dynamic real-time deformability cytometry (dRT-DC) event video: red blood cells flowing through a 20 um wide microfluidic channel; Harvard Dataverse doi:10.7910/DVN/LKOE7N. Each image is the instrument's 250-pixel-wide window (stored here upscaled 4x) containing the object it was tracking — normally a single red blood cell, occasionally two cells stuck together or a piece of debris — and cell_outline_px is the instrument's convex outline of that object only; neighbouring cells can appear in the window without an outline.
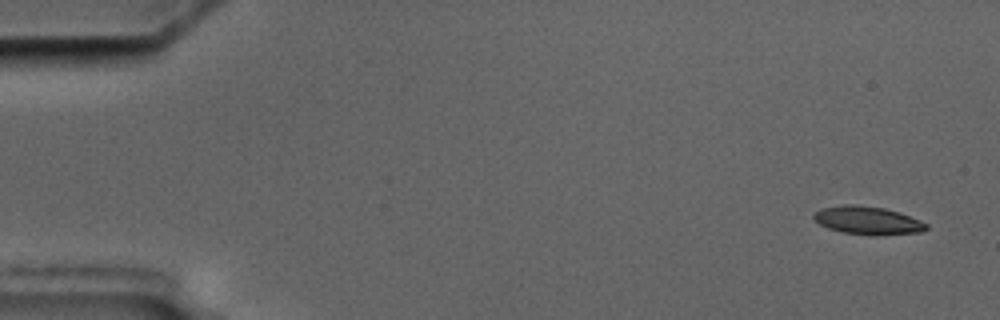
{"species": "common noctule bat (a hibernating species)", "species_latin": "Nyctalus noctula", "temperature_condition": "cold", "stored_images_in_passage": 5, "camera_frame_rate_fps": 3000, "um_per_image_px": 0.085, "animal": {"sex": "male", "body_mass_g": 17.5, "forearm_length_mm": 52.3}, "frame": {"image": 1, "passage_image": 1, "time_ms": 0.0, "image_size_px": [1000, 320], "cell_outline_px": [[928, 228], [920, 232], [876, 236], [872, 236], [840, 232], [828, 228], [820, 224], [812, 216], [816, 212], [824, 208], [844, 204], [852, 204], [884, 208], [908, 216], [928, 224]], "centroid_in_image_um": [73.74, 18.76], "position_along_channel_um": 11.3, "area_um2": 18.26}}
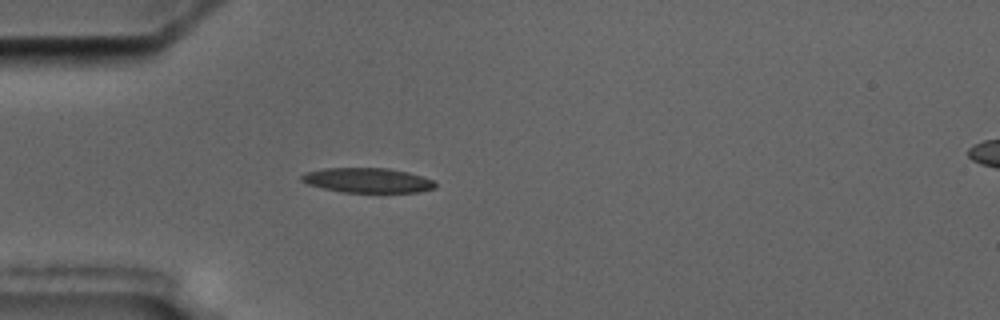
{"frame": {"image": 2, "passage_image": 5, "time_ms": 4.667, "image_size_px": [1000, 320], "cell_outline_px": [[436, 188], [420, 192], [344, 192], [324, 188], [308, 184], [300, 180], [300, 176], [304, 172], [324, 168], [388, 168], [408, 172], [432, 180], [436, 184]], "centroid_in_image_um": [31.22, 15.32], "position_along_channel_um": 53.8, "area_um2": 19.25}}